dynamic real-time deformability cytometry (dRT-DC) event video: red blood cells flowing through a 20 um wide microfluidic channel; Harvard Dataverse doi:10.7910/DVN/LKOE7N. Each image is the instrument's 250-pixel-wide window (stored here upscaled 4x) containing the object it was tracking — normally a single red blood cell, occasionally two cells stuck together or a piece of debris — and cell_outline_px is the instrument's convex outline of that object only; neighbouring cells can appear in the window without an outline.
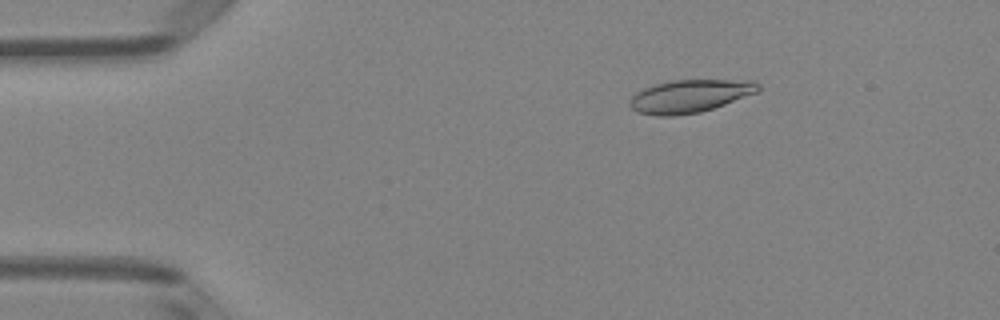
{"species": "Egyptian fruit bat (a non-hibernating species)", "species_latin": "Rousettus aegyptiacus", "temperature_condition": "room temperature", "stored_images_in_passage": 50, "camera_frame_rate_fps": 3000, "um_per_image_px": 0.085, "animal": {"sex": "female"}, "frame": {"image": 1, "passage_image": 8, "time_ms": 2.333, "image_size_px": [1000, 320], "cell_outline_px": [[760, 88], [756, 92], [724, 104], [700, 112], [676, 116], [656, 116], [636, 112], [628, 104], [628, 100], [636, 92], [644, 88], [656, 84], [672, 80], [752, 80], [760, 84]], "centroid_in_image_um": [58.58, 8.17], "position_along_channel_um": 26.4, "area_um2": 24.57}}
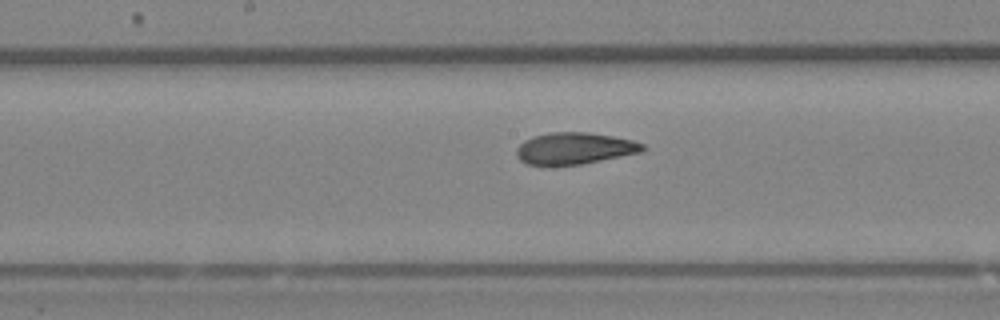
{"frame": {"image": 2, "passage_image": 26, "time_ms": 8.333, "image_size_px": [1000, 320], "cell_outline_px": [[648, 148], [644, 152], [580, 164], [528, 164], [520, 160], [516, 156], [516, 148], [524, 140], [532, 136], [552, 132], [588, 132], [612, 136], [632, 140], [644, 144]], "centroid_in_image_um": [48.87, 12.59], "position_along_channel_um": 199.3, "area_um2": 23.24}}
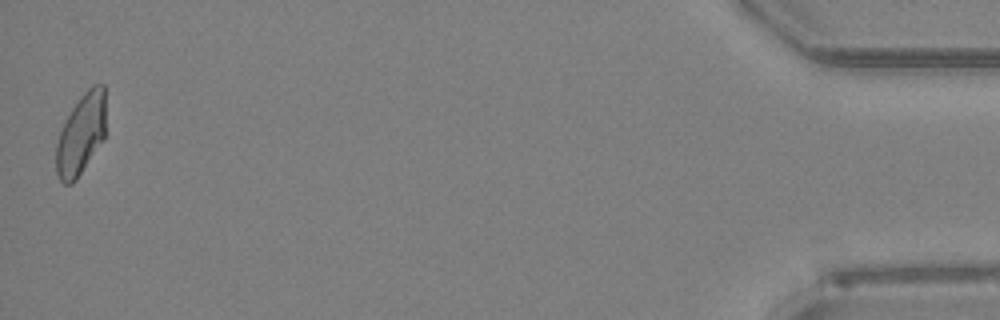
{"frame": {"image": 3, "passage_image": 50, "time_ms": 16.333, "image_size_px": [1000, 320], "cell_outline_px": [[104, 140], [76, 180], [72, 184], [64, 184], [60, 180], [56, 172], [56, 144], [60, 132], [72, 108], [80, 96], [92, 84], [104, 84]], "centroid_in_image_um": [6.88, 11.44], "position_along_channel_um": 428.3, "area_um2": 23.24}, "authors_computed_cell_mechanics": {"area_um2": 23.7847, "velocity_mm_per_s": 4.0052, "shape_relaxation_time_tau1_ms": 7.1067, "shape_relaxation_time_tau2_ms": 1.8392, "deformation_change_tau1": 0.1794, "deformation_change_tau2": 0.0812}}